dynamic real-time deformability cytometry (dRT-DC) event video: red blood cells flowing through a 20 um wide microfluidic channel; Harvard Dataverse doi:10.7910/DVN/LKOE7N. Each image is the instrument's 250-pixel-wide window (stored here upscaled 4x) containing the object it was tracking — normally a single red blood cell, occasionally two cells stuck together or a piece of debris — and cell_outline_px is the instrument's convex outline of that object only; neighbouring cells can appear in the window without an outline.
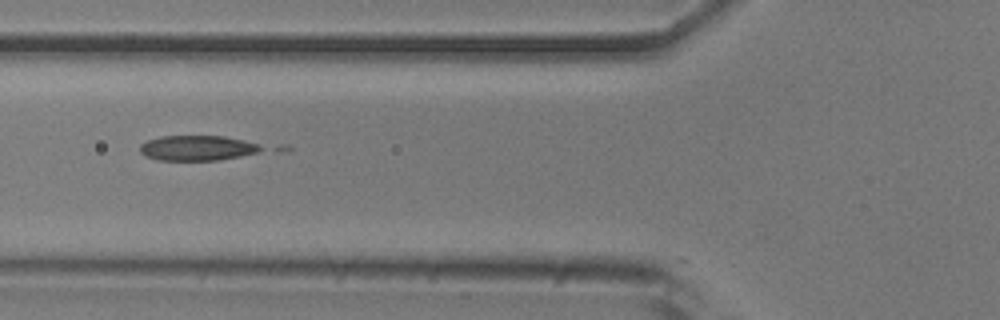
{"species": "common noctule bat (a hibernating species)", "species_latin": "Nyctalus noctula", "temperature_condition": "room temperature", "stored_images_in_passage": 38, "camera_frame_rate_fps": 3000, "um_per_image_px": 0.085, "animal": {"sex": "male", "body_mass_g": 20.5, "forearm_length_mm": 52.5}, "frame": {"image": 1, "passage_image": 5, "time_ms": 1.333, "image_size_px": [1000, 320], "cell_outline_px": [[292, 148], [288, 152], [220, 160], [156, 160], [144, 156], [140, 152], [140, 144], [148, 140], [160, 136], [224, 136], [288, 144]], "centroid_in_image_um": [17.66, 12.58], "position_along_channel_um": 108.1, "area_um2": 21.1}}
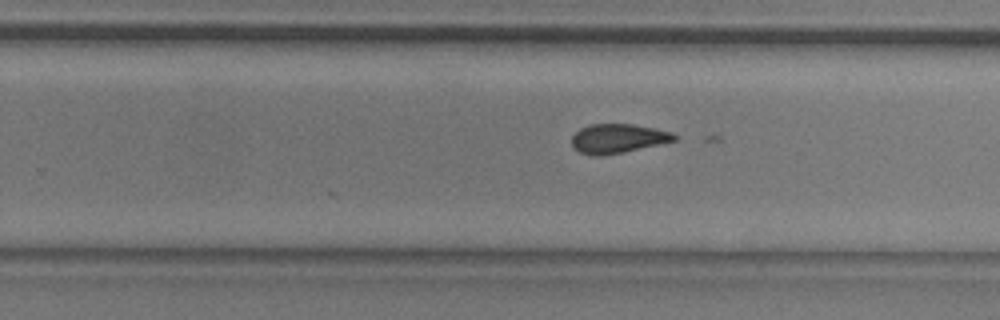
{"frame": {"image": 2, "passage_image": 18, "time_ms": 5.667, "image_size_px": [1000, 320], "cell_outline_px": [[676, 140], [624, 152], [600, 156], [592, 156], [580, 152], [572, 144], [572, 136], [580, 128], [588, 124], [632, 124], [672, 132], [676, 136]], "centroid_in_image_um": [52.49, 11.77], "position_along_channel_um": 277.3, "area_um2": 17.28}}
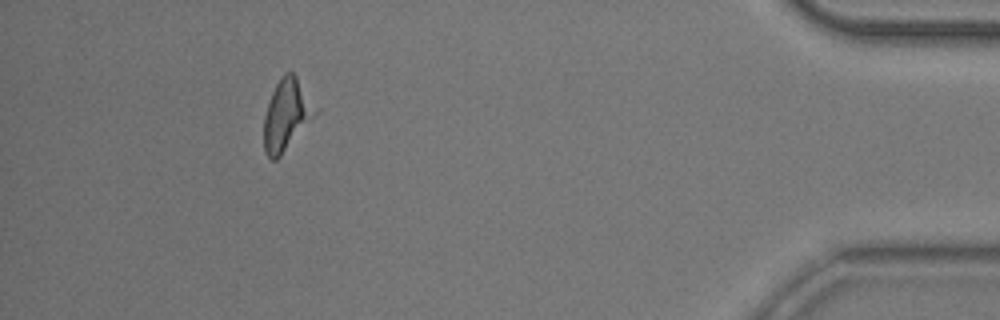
{"frame": {"image": 3, "passage_image": 33, "time_ms": 10.667, "image_size_px": [1000, 320], "cell_outline_px": [[320, 112], [280, 156], [276, 160], [272, 160], [264, 152], [264, 116], [272, 92], [276, 84], [284, 72], [292, 72], [296, 76], [320, 108]], "centroid_in_image_um": [24.41, 9.75], "position_along_channel_um": 410.8, "area_um2": 21.62}}